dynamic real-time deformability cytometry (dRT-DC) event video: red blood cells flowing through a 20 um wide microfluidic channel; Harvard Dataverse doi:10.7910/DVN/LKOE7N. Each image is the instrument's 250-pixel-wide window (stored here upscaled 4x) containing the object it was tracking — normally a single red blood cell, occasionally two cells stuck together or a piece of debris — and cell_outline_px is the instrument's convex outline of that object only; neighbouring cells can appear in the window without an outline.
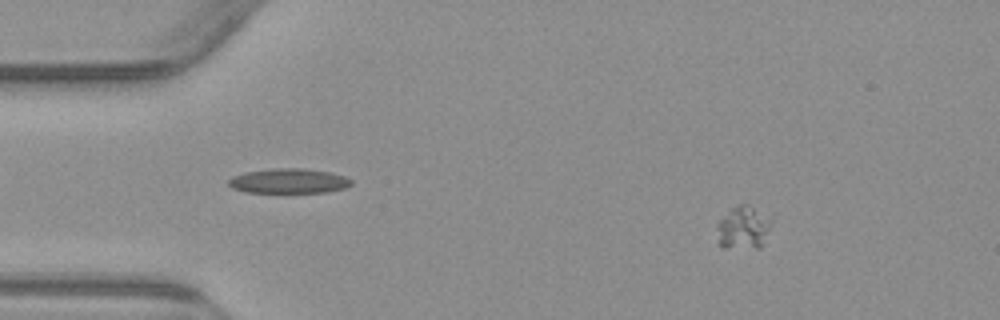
{"species": "common noctule bat (a hibernating species)", "species_latin": "Nyctalus noctula", "temperature_condition": "warm", "stored_images_in_passage": 48, "camera_frame_rate_fps": 3000, "um_per_image_px": 0.085, "animal": {"sex": "male", "body_mass_g": 23.1, "forearm_length_mm": 52.7}, "frame": {"image": 1, "passage_image": 4, "time_ms": 1.0, "image_size_px": [1000, 320], "cell_outline_px": [[772, 220], [764, 244], [760, 248], [720, 248], [716, 224], [732, 208], [740, 204], [748, 204]], "centroid_in_image_um": [63.17, 19.39], "position_along_channel_um": 21.8, "area_um2": 13.58}}
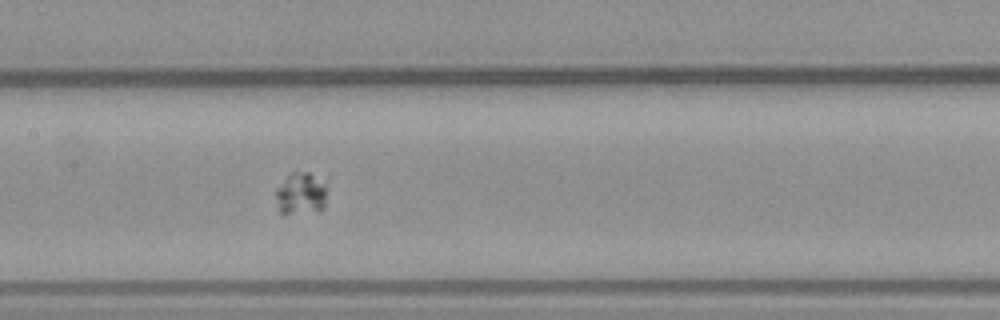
{"frame": {"image": 2, "passage_image": 23, "time_ms": 7.333, "image_size_px": [1000, 320], "cell_outline_px": [[324, 208], [284, 216], [280, 212], [276, 196], [276, 188], [292, 172], [308, 172], [324, 184]], "centroid_in_image_um": [25.51, 16.48], "position_along_channel_um": 181.9, "area_um2": 12.08}}
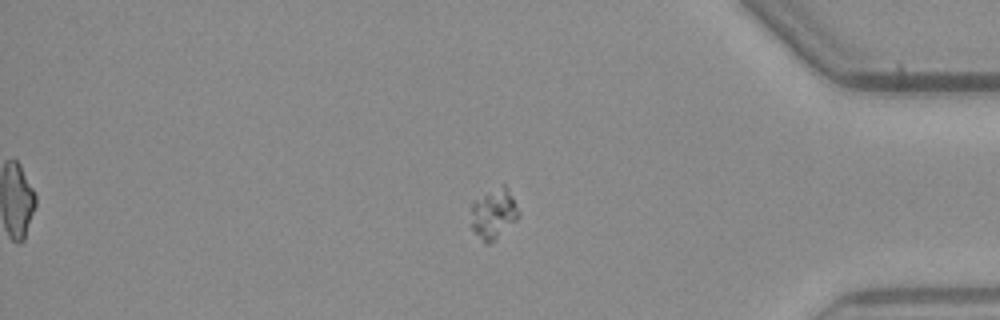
{"frame": {"image": 3, "passage_image": 42, "time_ms": 13.667, "image_size_px": [1000, 320], "cell_outline_px": [[520, 216], [516, 220], [488, 244], [484, 244], [472, 232], [472, 204], [476, 200], [504, 184], [512, 196], [520, 212]], "centroid_in_image_um": [41.96, 18.21], "position_along_channel_um": 393.2, "area_um2": 13.47}}